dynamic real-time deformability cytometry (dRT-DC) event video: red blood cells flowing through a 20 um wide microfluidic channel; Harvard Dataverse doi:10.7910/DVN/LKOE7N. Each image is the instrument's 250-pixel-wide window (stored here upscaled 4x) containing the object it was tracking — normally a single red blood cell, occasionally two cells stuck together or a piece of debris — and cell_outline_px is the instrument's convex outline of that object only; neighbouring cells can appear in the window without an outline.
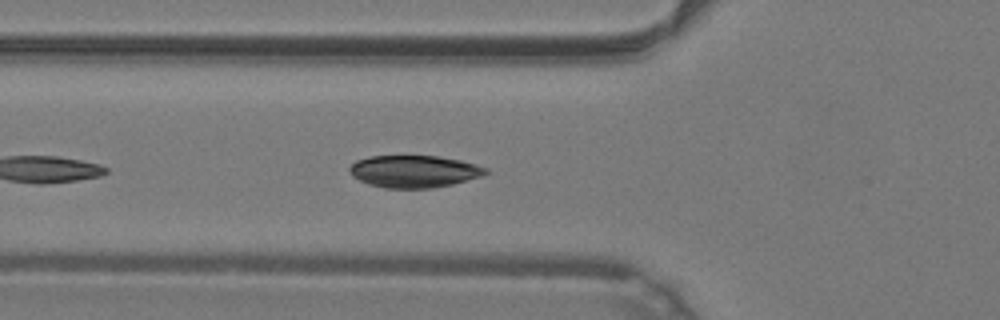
{"species": "common noctule bat (a hibernating species)", "species_latin": "Nyctalus noctula", "temperature_condition": "warm", "stored_images_in_passage": 35, "camera_frame_rate_fps": 3000, "um_per_image_px": 0.085, "animal": {"sex": "male", "body_mass_g": 19.2, "forearm_length_mm": 51.8}, "frame": {"image": 1, "passage_image": 5, "time_ms": 1.333, "image_size_px": [1000, 320], "cell_outline_px": [[488, 172], [484, 176], [452, 184], [432, 188], [384, 188], [368, 184], [352, 176], [348, 172], [348, 168], [356, 160], [368, 156], [440, 156], [460, 160], [476, 164], [488, 168]], "centroid_in_image_um": [35.2, 14.57], "position_along_channel_um": 90.6, "area_um2": 25.78}}
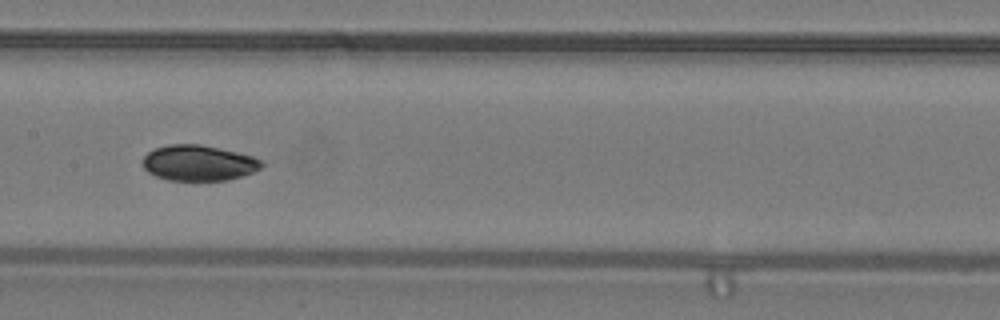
{"frame": {"image": 2, "passage_image": 12, "time_ms": 3.667, "image_size_px": [1000, 320], "cell_outline_px": [[264, 164], [260, 168], [252, 172], [228, 180], [168, 180], [156, 176], [148, 172], [144, 168], [144, 156], [148, 152], [156, 148], [168, 144], [200, 144], [236, 152], [252, 156], [260, 160]], "centroid_in_image_um": [16.86, 13.85], "position_along_channel_um": 190.5, "area_um2": 24.39}}
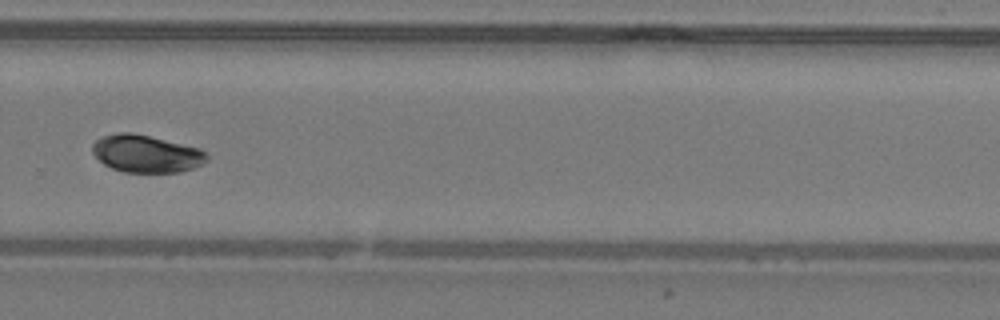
{"frame": {"image": 3, "passage_image": 21, "time_ms": 6.667, "image_size_px": [1000, 320], "cell_outline_px": [[208, 160], [192, 168], [180, 172], [124, 172], [112, 168], [104, 164], [92, 152], [92, 144], [100, 136], [116, 132], [132, 132], [200, 148], [208, 156]], "centroid_in_image_um": [12.4, 13.05], "position_along_channel_um": 317.4, "area_um2": 24.91}, "authors_computed_cell_mechanics": {"area_um2": 25.0274, "velocity_mm_per_s": 4.2458, "shape_relaxation_time_tau1_ms": 3.0911, "shape_relaxation_time_tau2_ms": null, "deformation_change_tau1": 0.1179, "deformation_change_tau2": null}}